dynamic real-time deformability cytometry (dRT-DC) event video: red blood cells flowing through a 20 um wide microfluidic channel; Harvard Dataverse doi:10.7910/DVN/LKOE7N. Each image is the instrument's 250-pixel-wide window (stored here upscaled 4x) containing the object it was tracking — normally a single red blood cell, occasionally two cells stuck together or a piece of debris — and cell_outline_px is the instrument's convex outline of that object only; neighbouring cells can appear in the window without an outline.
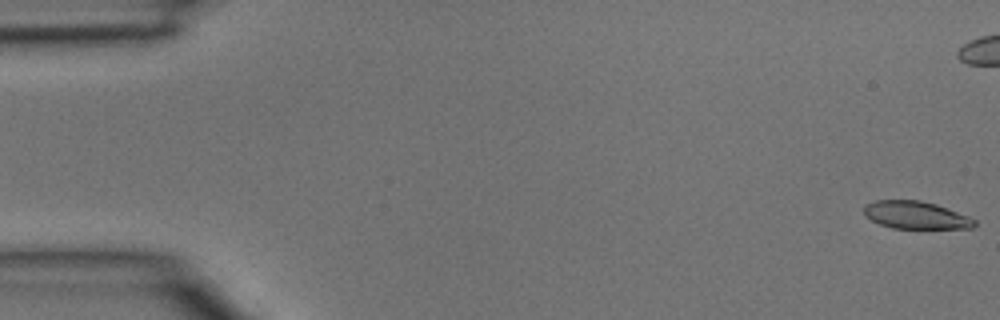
{"species": "common noctule bat (a hibernating species)", "species_latin": "Nyctalus noctula", "temperature_condition": "room temperature", "stored_images_in_passage": 4, "camera_frame_rate_fps": 3000, "um_per_image_px": 0.085, "animal": {"sex": "male", "body_mass_g": 15.6}, "frame": {"image": 1, "passage_image": 1, "time_ms": 0.0, "image_size_px": [1000, 320], "cell_outline_px": [[976, 224], [972, 228], [892, 228], [880, 224], [872, 220], [864, 212], [864, 204], [876, 200], [920, 200], [936, 204], [968, 216], [976, 220]], "centroid_in_image_um": [77.84, 18.27], "position_along_channel_um": 7.2, "area_um2": 17.63}}